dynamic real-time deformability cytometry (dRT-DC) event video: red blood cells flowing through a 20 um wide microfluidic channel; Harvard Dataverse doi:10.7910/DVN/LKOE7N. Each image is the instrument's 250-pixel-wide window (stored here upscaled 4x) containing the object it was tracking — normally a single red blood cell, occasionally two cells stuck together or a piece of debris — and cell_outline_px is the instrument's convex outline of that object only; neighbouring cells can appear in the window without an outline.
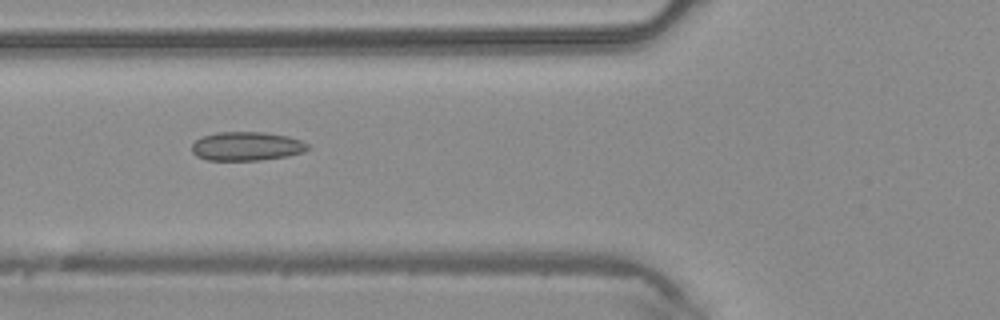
{"species": "common noctule bat (a hibernating species)", "species_latin": "Nyctalus noctula", "temperature_condition": "warm", "stored_images_in_passage": 3, "camera_frame_rate_fps": 3000, "um_per_image_px": 0.085, "animal": {"sex": "male", "body_mass_g": 20.4}, "frame": {"image": 1, "passage_image": 3, "time_ms": 0.667, "image_size_px": [1000, 320], "cell_outline_px": [[312, 148], [304, 152], [288, 156], [260, 160], [208, 160], [196, 156], [192, 152], [192, 144], [196, 140], [204, 136], [216, 132], [264, 132], [288, 136], [300, 140], [308, 144]], "centroid_in_image_um": [20.99, 12.43], "position_along_channel_um": 104.8, "area_um2": 19.59}}